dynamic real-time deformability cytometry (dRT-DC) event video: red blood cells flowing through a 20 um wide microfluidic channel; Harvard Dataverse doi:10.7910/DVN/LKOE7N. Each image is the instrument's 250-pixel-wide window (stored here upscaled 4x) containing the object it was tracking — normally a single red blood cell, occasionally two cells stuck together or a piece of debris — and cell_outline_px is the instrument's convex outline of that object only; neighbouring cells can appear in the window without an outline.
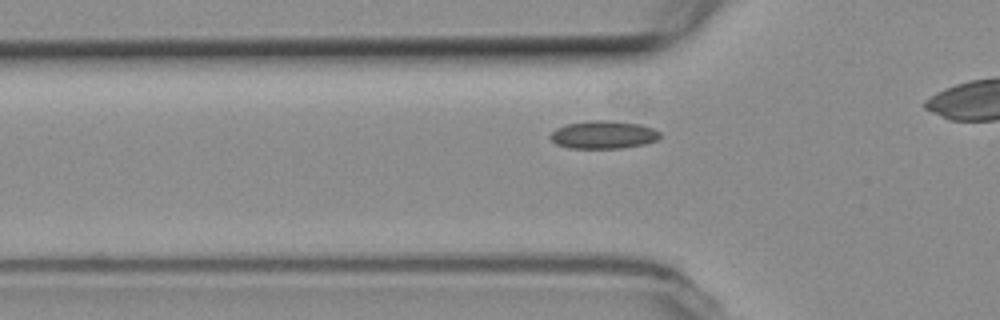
{"species": "common noctule bat (a hibernating species)", "species_latin": "Nyctalus noctula", "temperature_condition": "room temperature", "stored_images_in_passage": 32, "camera_frame_rate_fps": 3000, "um_per_image_px": 0.085, "animal": {"sex": "female", "body_mass_g": 19.3, "forearm_length_mm": 54.1}, "frame": {"image": 1, "passage_image": 6, "time_ms": 1.667, "image_size_px": [1000, 320], "cell_outline_px": [[660, 136], [656, 140], [644, 144], [624, 148], [568, 148], [556, 144], [548, 136], [556, 128], [568, 124], [588, 120], [608, 120], [640, 124], [652, 128], [660, 132]], "centroid_in_image_um": [51.27, 11.45], "position_along_channel_um": 74.5, "area_um2": 17.86}}
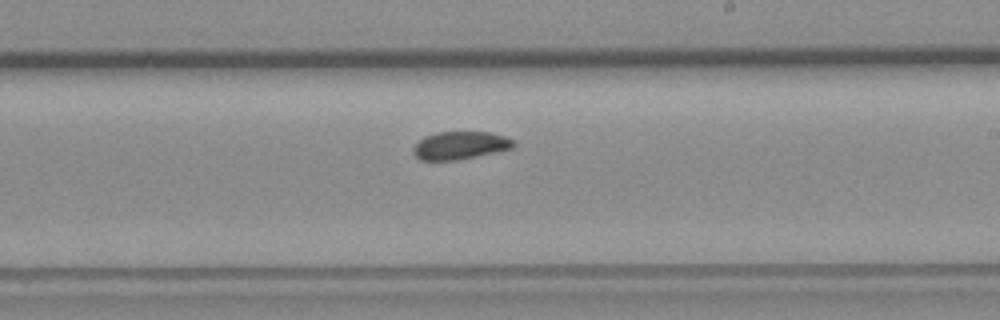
{"frame": {"image": 2, "passage_image": 20, "time_ms": 6.333, "image_size_px": [1000, 320], "cell_outline_px": [[516, 144], [512, 148], [476, 156], [456, 160], [420, 160], [412, 152], [412, 148], [424, 136], [436, 132], [492, 132], [504, 136], [512, 140]], "centroid_in_image_um": [39.08, 12.35], "position_along_channel_um": 249.9, "area_um2": 16.18}}
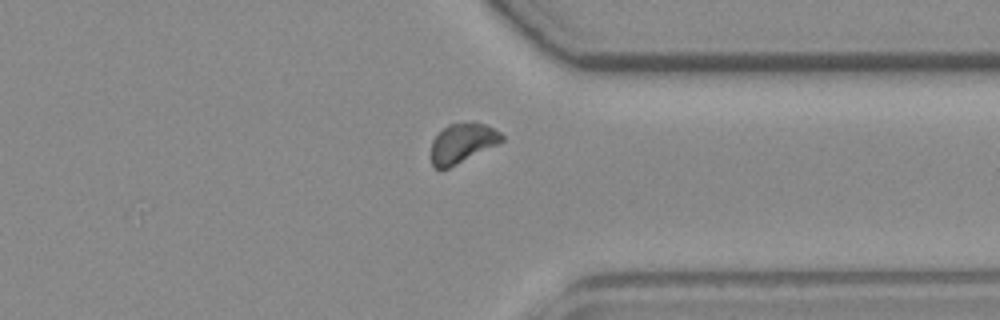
{"frame": {"image": 3, "passage_image": 30, "time_ms": 9.667, "image_size_px": [1000, 320], "cell_outline_px": [[504, 140], [500, 144], [440, 172], [432, 164], [432, 140], [448, 124], [484, 124], [500, 132], [504, 136]], "centroid_in_image_um": [39.31, 12.22], "position_along_channel_um": 372.1, "area_um2": 16.13}}